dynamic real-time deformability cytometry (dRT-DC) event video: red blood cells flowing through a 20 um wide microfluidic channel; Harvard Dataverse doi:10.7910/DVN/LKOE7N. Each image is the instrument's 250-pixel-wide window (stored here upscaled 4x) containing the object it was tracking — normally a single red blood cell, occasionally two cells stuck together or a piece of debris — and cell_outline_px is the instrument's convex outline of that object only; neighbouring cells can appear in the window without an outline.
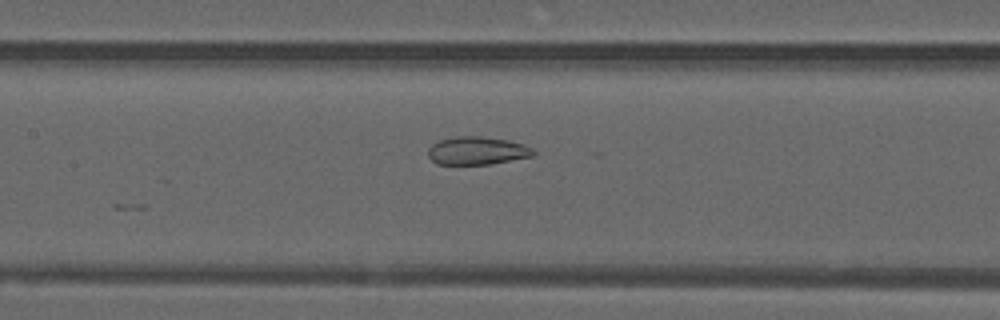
{"species": "common noctule bat (a hibernating species)", "species_latin": "Nyctalus noctula", "temperature_condition": "warm", "stored_images_in_passage": 17, "camera_frame_rate_fps": 3000, "um_per_image_px": 0.085, "animal": {"sex": "male", "forearm_length_mm": 52.5}, "frame": {"image": 1, "passage_image": 11, "time_ms": 3.333, "image_size_px": [1000, 320], "cell_outline_px": [[536, 156], [492, 164], [436, 164], [428, 156], [428, 148], [432, 144], [440, 140], [456, 136], [480, 136], [508, 140], [524, 144], [532, 148], [536, 152]], "centroid_in_image_um": [40.59, 12.81], "position_along_channel_um": 166.8, "area_um2": 17.4}}
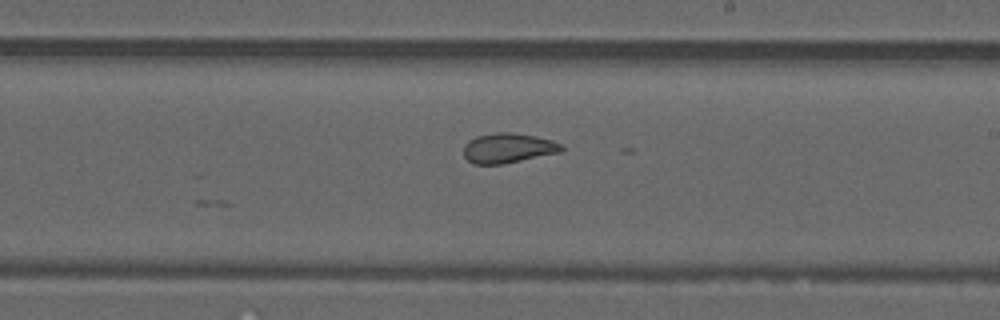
{"frame": {"image": 2, "passage_image": 17, "time_ms": 5.333, "image_size_px": [1000, 320], "cell_outline_px": [[564, 148], [560, 152], [500, 164], [472, 164], [464, 156], [464, 144], [468, 140], [476, 136], [496, 132], [512, 132], [536, 136], [552, 140], [564, 144]], "centroid_in_image_um": [43.18, 12.57], "position_along_channel_um": 245.8, "area_um2": 17.05}}